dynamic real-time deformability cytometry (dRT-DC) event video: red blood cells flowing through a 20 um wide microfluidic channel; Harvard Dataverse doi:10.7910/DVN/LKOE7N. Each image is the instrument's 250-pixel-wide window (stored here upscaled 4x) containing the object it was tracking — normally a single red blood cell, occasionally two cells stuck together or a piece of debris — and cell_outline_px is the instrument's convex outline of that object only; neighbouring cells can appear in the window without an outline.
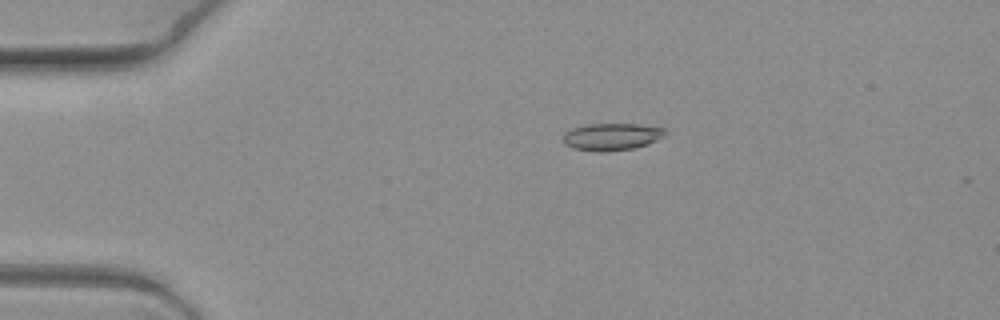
{"species": "common noctule bat (a hibernating species)", "species_latin": "Nyctalus noctula", "temperature_condition": "warm", "stored_images_in_passage": 7, "camera_frame_rate_fps": 3000, "um_per_image_px": 0.085, "animal": {"sex": "female", "body_mass_g": 19.3, "forearm_length_mm": 54.1}, "frame": {"image": 1, "passage_image": 5, "time_ms": 1.333, "image_size_px": [1000, 320], "cell_outline_px": [[668, 132], [664, 136], [648, 144], [636, 148], [604, 152], [572, 148], [564, 144], [564, 132], [572, 128], [588, 124], [640, 124], [664, 128]], "centroid_in_image_um": [52.02, 11.62], "position_along_channel_um": 33.0, "area_um2": 16.24}}